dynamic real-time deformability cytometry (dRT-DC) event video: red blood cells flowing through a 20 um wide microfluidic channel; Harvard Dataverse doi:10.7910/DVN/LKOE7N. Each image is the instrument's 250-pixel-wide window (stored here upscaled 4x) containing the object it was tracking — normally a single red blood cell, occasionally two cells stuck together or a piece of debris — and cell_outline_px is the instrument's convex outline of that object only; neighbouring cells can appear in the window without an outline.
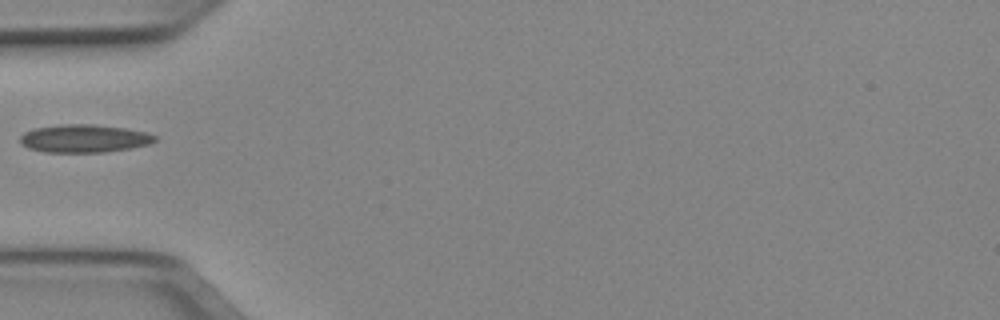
{"species": "Egyptian fruit bat (a non-hibernating species)", "species_latin": "Rousettus aegyptiacus", "temperature_condition": "cold", "stored_images_in_passage": 23, "camera_frame_rate_fps": 3000, "um_per_image_px": 0.085, "animal": {"sex": "female"}, "frame": {"image": 1, "passage_image": 1, "time_ms": 0.0, "image_size_px": [1000, 320], "cell_outline_px": [[156, 140], [148, 144], [128, 148], [104, 152], [44, 152], [28, 148], [20, 140], [20, 136], [24, 132], [36, 128], [64, 124], [92, 124], [124, 128], [144, 132], [156, 136]], "centroid_in_image_um": [7.13, 11.77], "position_along_channel_um": 77.9, "area_um2": 21.62}}